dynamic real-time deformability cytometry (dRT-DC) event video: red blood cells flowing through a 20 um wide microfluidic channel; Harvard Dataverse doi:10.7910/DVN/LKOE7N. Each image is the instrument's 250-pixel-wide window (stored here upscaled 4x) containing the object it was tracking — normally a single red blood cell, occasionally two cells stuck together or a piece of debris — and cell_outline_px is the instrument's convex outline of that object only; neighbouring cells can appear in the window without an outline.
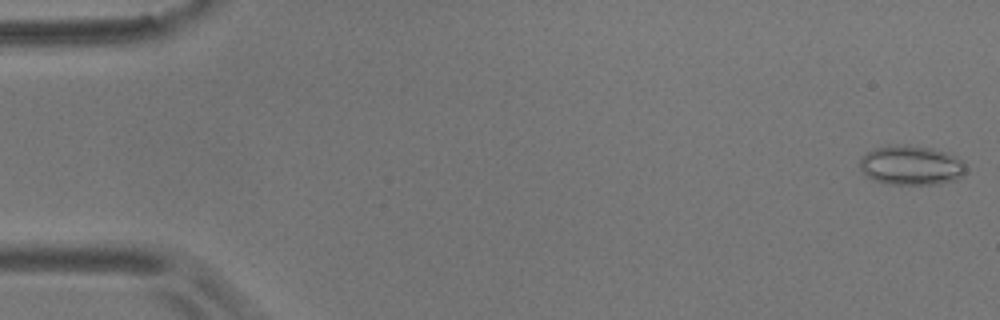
{"species": "common noctule bat (a hibernating species)", "species_latin": "Nyctalus noctula", "temperature_condition": "room temperature", "stored_images_in_passage": 10, "camera_frame_rate_fps": 3000, "um_per_image_px": 0.085, "animal": {"sex": "male", "body_mass_g": 17.9}, "frame": {"image": 1, "passage_image": 1, "time_ms": 0.0, "image_size_px": [1000, 320], "cell_outline_px": [[964, 172], [956, 180], [936, 184], [888, 184], [876, 180], [868, 176], [860, 168], [860, 160], [868, 152], [876, 148], [888, 144], [904, 144], [932, 148], [948, 152], [964, 160]], "centroid_in_image_um": [77.47, 14.03], "position_along_channel_um": 7.5, "area_um2": 24.39}}
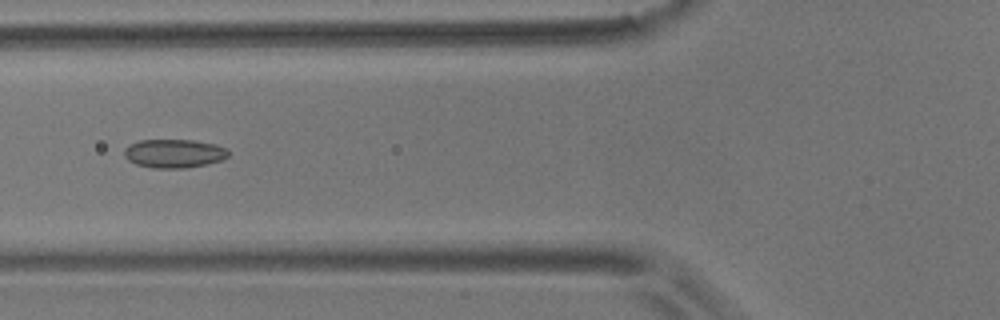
{"frame": {"image": 2, "passage_image": 6, "time_ms": 6.667, "image_size_px": [1000, 320], "cell_outline_px": [[228, 156], [220, 160], [208, 164], [188, 168], [152, 168], [136, 164], [128, 160], [124, 156], [124, 148], [128, 144], [140, 140], [192, 140], [216, 144], [228, 148]], "centroid_in_image_um": [14.78, 13.04], "position_along_channel_um": 111.0, "area_um2": 17.57}}
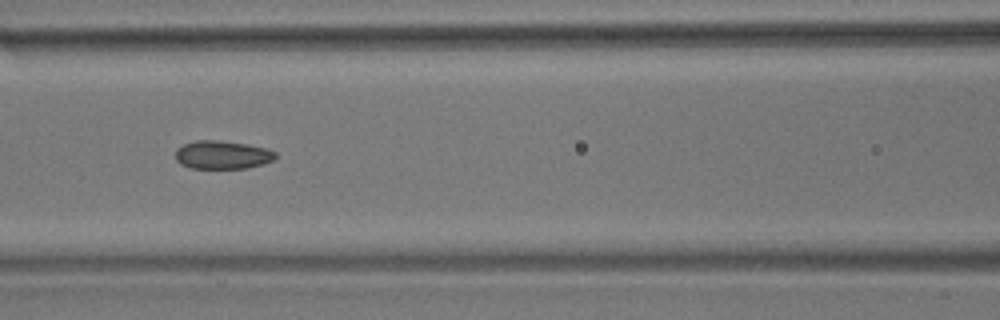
{"frame": {"image": 3, "passage_image": 7, "time_ms": 7.667, "image_size_px": [1000, 320], "cell_outline_px": [[276, 156], [272, 160], [248, 168], [192, 168], [180, 164], [176, 160], [176, 148], [184, 144], [196, 140], [216, 140], [248, 144], [268, 148], [276, 152]], "centroid_in_image_um": [18.89, 13.15], "position_along_channel_um": 147.7, "area_um2": 16.47}}